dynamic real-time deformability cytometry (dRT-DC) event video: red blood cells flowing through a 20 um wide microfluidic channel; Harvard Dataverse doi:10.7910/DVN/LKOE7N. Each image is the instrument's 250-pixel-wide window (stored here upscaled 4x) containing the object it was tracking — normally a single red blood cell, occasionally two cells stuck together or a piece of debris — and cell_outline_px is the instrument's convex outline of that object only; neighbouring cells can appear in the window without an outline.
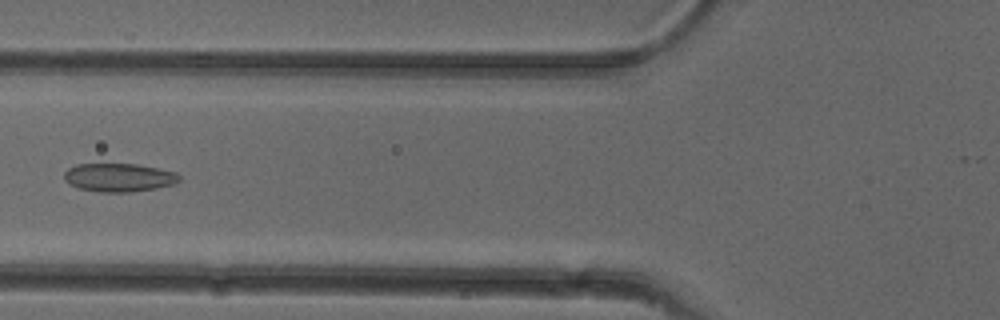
{"species": "common noctule bat (a hibernating species)", "species_latin": "Nyctalus noctula", "temperature_condition": "cold", "stored_images_in_passage": 2, "camera_frame_rate_fps": 3000, "um_per_image_px": 0.085, "animal": {"sex": "female"}, "frame": {"image": 1, "passage_image": 2, "time_ms": 1.0, "image_size_px": [1000, 320], "cell_outline_px": [[180, 180], [176, 184], [156, 188], [132, 192], [100, 192], [80, 188], [68, 184], [64, 180], [64, 172], [68, 168], [76, 164], [136, 164], [176, 172], [180, 176]], "centroid_in_image_um": [10.1, 15.09], "position_along_channel_um": 115.7, "area_um2": 19.13}}